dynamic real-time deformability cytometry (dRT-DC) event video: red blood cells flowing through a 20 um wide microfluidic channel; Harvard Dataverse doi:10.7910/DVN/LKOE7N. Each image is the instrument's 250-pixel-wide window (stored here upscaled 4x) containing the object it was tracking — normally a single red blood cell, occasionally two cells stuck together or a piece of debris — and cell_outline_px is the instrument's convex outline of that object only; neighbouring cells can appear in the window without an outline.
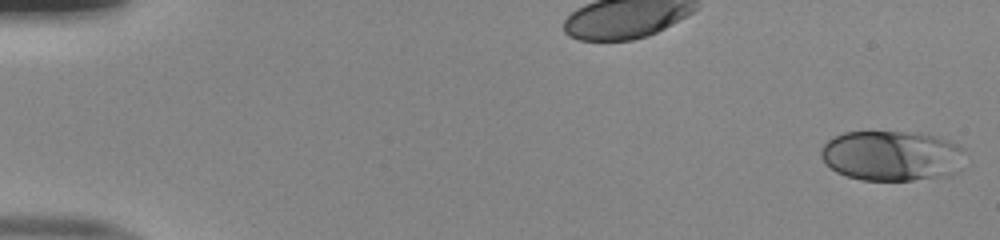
{"species": "human", "species_latin": "Homo sapiens", "temperature_condition": "room temperature", "stored_images_in_passage": 51, "camera_frame_rate_fps": 3000, "um_per_image_px": 0.085, "donor": {"sex": "male"}, "frame": {"image": 1, "passage_image": 1, "time_ms": 0.0, "image_size_px": [1000, 240], "cell_outline_px": [[964, 148], [936, 176], [912, 180], [860, 180], [836, 172], [820, 156], [820, 152], [824, 144], [832, 136], [844, 132], [920, 132], [936, 136], [948, 140]], "centroid_in_image_um": [75.53, 13.18], "position_along_channel_um": 9.5, "area_um2": 40.17}}
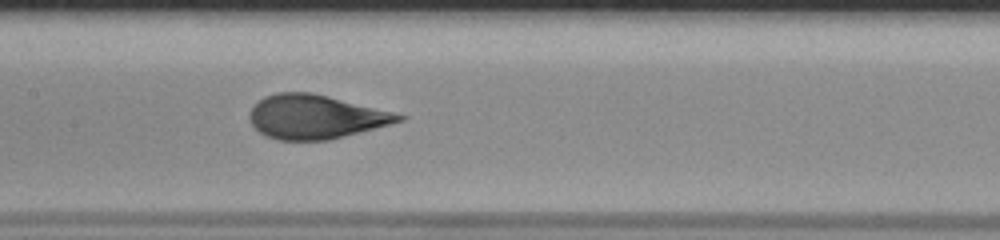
{"frame": {"image": 2, "passage_image": 26, "time_ms": 8.333, "image_size_px": [1000, 240], "cell_outline_px": [[408, 116], [404, 120], [328, 140], [280, 140], [268, 136], [260, 132], [252, 124], [248, 116], [248, 112], [264, 96], [276, 92], [312, 92]], "centroid_in_image_um": [26.78, 9.92], "position_along_channel_um": 180.6, "area_um2": 37.69}}
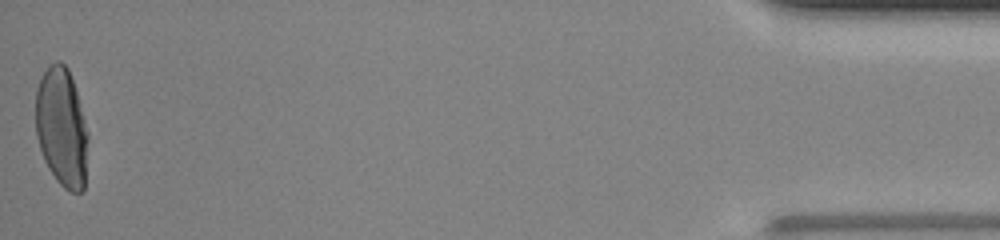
{"frame": {"image": 3, "passage_image": 51, "time_ms": 16.667, "image_size_px": [1000, 240], "cell_outline_px": [[88, 140], [84, 192], [72, 192], [64, 188], [56, 180], [48, 168], [44, 160], [36, 136], [36, 88], [40, 76], [48, 64], [56, 60], [60, 60], [68, 68], [76, 92], [88, 132]], "centroid_in_image_um": [5.23, 10.82], "position_along_channel_um": 430.0, "area_um2": 36.65}, "authors_computed_cell_mechanics": {"area_um2": 38.726, "velocity_mm_per_s": 4.0253, "shape_relaxation_time_tau1_ms": 5.9632, "shape_relaxation_time_tau2_ms": null, "deformation_change_tau1": 0.2415, "deformation_change_tau2": null}}